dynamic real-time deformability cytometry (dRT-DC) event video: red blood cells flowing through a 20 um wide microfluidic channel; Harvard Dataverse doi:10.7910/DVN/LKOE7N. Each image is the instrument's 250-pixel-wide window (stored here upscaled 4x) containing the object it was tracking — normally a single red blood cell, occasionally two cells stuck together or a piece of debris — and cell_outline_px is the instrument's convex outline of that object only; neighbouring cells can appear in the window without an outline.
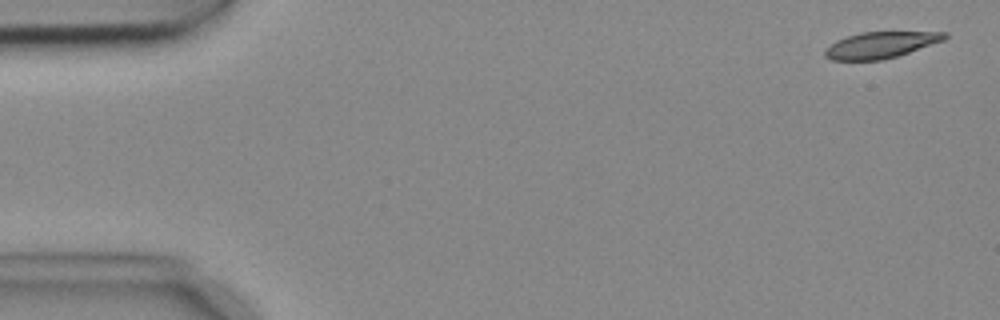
{"species": "common noctule bat (a hibernating species)", "species_latin": "Nyctalus noctula", "temperature_condition": "cold", "stored_images_in_passage": 4, "camera_frame_rate_fps": 3000, "um_per_image_px": 0.085, "animal": {"sex": "female", "body_mass_g": 18.4}, "frame": {"image": 1, "passage_image": 1, "time_ms": 0.0, "image_size_px": [1000, 320], "cell_outline_px": [[948, 36], [944, 40], [896, 56], [880, 60], [832, 60], [824, 56], [824, 48], [836, 40], [860, 32], [948, 32]], "centroid_in_image_um": [74.81, 3.82], "position_along_channel_um": 10.2, "area_um2": 18.21}}